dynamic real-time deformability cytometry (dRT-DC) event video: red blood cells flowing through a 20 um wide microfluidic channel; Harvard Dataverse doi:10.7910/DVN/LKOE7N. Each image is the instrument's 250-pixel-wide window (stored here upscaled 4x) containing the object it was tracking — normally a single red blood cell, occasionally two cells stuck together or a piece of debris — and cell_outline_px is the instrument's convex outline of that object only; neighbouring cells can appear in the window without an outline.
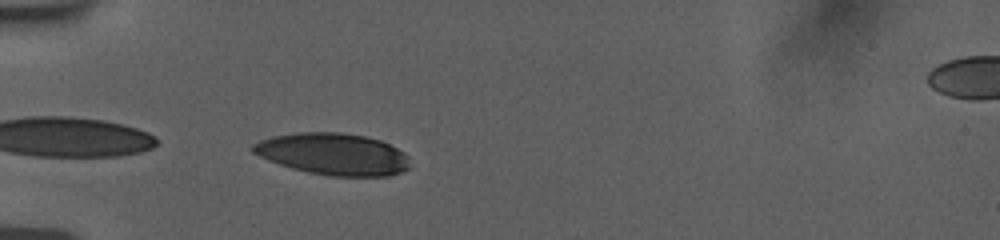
{"species": "human", "species_latin": "Homo sapiens", "temperature_condition": "room temperature", "stored_images_in_passage": 15, "camera_frame_rate_fps": 3000, "um_per_image_px": 0.085, "donor": {"sex": "female"}, "frame": {"image": 1, "passage_image": 1, "time_ms": 0.0, "image_size_px": [1000, 240], "cell_outline_px": [[408, 168], [400, 172], [388, 176], [332, 176], [308, 172], [292, 168], [268, 160], [252, 152], [248, 148], [252, 144], [260, 140], [272, 136], [296, 132], [340, 132], [364, 136], [380, 140], [404, 152], [408, 156]], "centroid_in_image_um": [28.28, 13.09], "position_along_channel_um": 56.7, "area_um2": 38.21}}
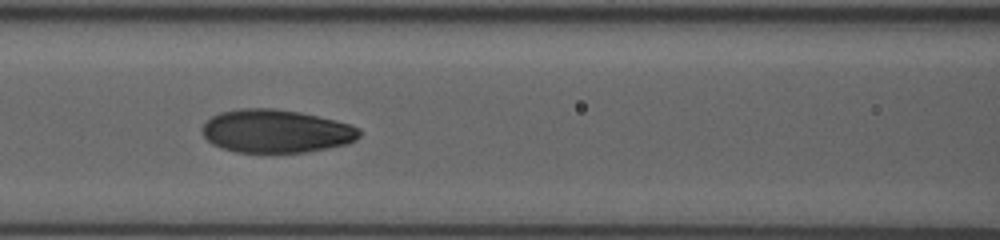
{"frame": {"image": 2, "passage_image": 9, "time_ms": 2.667, "image_size_px": [1000, 240], "cell_outline_px": [[360, 136], [356, 140], [348, 144], [308, 152], [272, 156], [264, 156], [236, 152], [220, 148], [212, 144], [204, 136], [204, 124], [212, 116], [220, 112], [240, 108], [276, 108], [300, 112], [348, 124], [360, 128]], "centroid_in_image_um": [23.46, 11.21], "position_along_channel_um": 143.1, "area_um2": 40.63}}
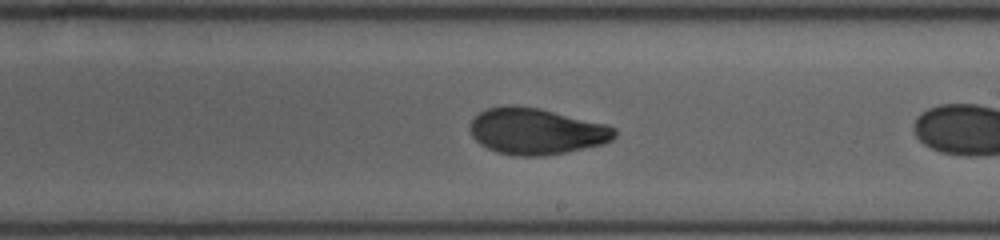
{"frame": {"image": 3, "passage_image": 14, "time_ms": 4.333, "image_size_px": [1000, 240], "cell_outline_px": [[616, 136], [612, 140], [604, 144], [544, 156], [512, 156], [496, 152], [480, 144], [472, 136], [468, 128], [468, 124], [480, 112], [488, 108], [508, 104], [516, 104], [540, 108], [608, 124], [616, 128]], "centroid_in_image_um": [45.58, 11.15], "position_along_channel_um": 243.4, "area_um2": 39.54}}